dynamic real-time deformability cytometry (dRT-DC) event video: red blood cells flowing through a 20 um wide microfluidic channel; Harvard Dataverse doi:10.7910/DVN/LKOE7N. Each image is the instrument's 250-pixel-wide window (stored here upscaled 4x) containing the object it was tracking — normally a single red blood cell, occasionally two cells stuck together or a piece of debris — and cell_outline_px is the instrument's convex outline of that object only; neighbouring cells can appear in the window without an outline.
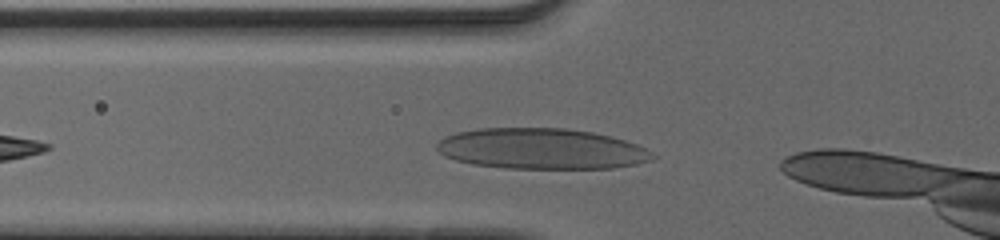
{"species": "human", "species_latin": "Homo sapiens", "temperature_condition": "cold", "stored_images_in_passage": 14, "camera_frame_rate_fps": 3000, "um_per_image_px": 0.085, "donor": {"sex": "male"}, "frame": {"image": 1, "passage_image": 2, "time_ms": 0.333, "image_size_px": [1000, 240], "cell_outline_px": [[656, 156], [652, 160], [636, 164], [612, 168], [504, 168], [472, 164], [456, 160], [444, 156], [436, 148], [436, 144], [444, 136], [456, 132], [480, 128], [564, 128], [592, 132], [624, 140], [636, 144], [652, 152]], "centroid_in_image_um": [45.99, 12.64], "position_along_channel_um": 79.8, "area_um2": 51.21}}
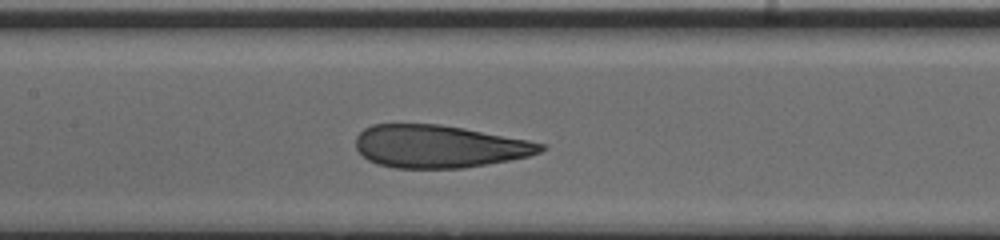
{"frame": {"image": 2, "passage_image": 9, "time_ms": 2.667, "image_size_px": [1000, 240], "cell_outline_px": [[548, 148], [540, 152], [528, 156], [508, 160], [464, 168], [396, 168], [380, 164], [368, 160], [356, 148], [356, 136], [364, 128], [372, 124], [440, 124], [464, 128], [528, 140], [548, 144]], "centroid_in_image_um": [37.34, 12.44], "position_along_channel_um": 170.1, "area_um2": 45.95}}
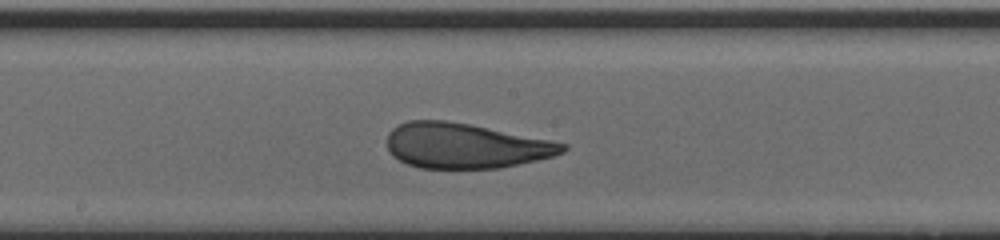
{"frame": {"image": 3, "passage_image": 12, "time_ms": 3.667, "image_size_px": [1000, 240], "cell_outline_px": [[568, 148], [564, 152], [552, 156], [536, 160], [500, 168], [420, 168], [408, 164], [392, 156], [388, 148], [388, 132], [396, 124], [408, 120], [444, 120], [468, 124], [568, 144]], "centroid_in_image_um": [39.5, 12.39], "position_along_channel_um": 208.7, "area_um2": 45.84}}